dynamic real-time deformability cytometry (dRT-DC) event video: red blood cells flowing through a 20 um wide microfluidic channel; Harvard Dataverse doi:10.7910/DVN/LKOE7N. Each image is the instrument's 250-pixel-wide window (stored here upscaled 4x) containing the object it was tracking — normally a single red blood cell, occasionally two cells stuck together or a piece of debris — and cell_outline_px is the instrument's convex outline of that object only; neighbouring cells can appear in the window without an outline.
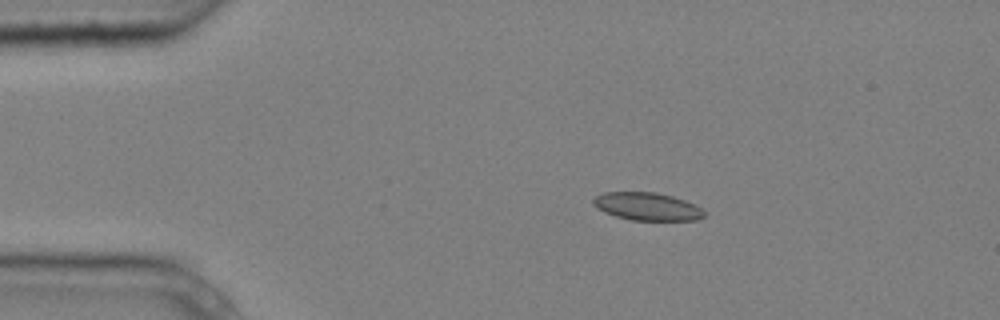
{"species": "common noctule bat (a hibernating species)", "species_latin": "Nyctalus noctula", "temperature_condition": "cold", "stored_images_in_passage": 5, "camera_frame_rate_fps": 3000, "um_per_image_px": 0.085, "animal": {"sex": "male", "body_mass_g": 20.4}, "frame": {"image": 1, "passage_image": 2, "time_ms": 0.333, "image_size_px": [1000, 320], "cell_outline_px": [[704, 216], [696, 220], [628, 220], [604, 212], [596, 208], [592, 204], [592, 200], [596, 196], [604, 192], [656, 192], [672, 196], [684, 200], [700, 208], [704, 212]], "centroid_in_image_um": [54.95, 17.55], "position_along_channel_um": 30.0, "area_um2": 17.92}}
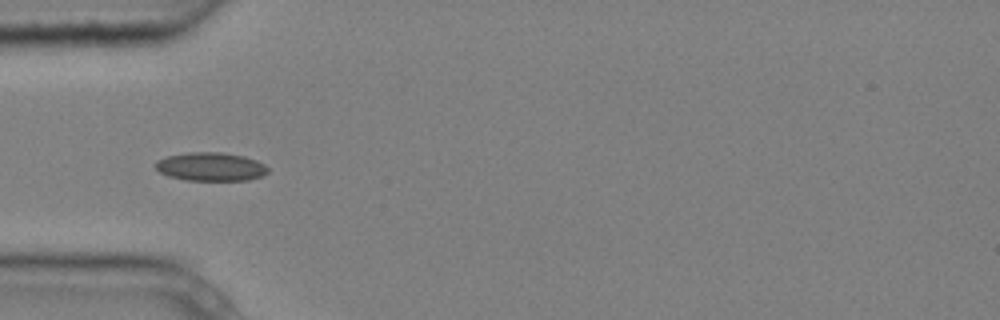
{"frame": {"image": 2, "passage_image": 4, "time_ms": 1.0, "image_size_px": [1000, 320], "cell_outline_px": [[268, 172], [264, 176], [248, 180], [184, 180], [168, 176], [160, 172], [156, 168], [156, 160], [168, 156], [188, 152], [220, 152], [244, 156], [256, 160], [264, 164], [268, 168]], "centroid_in_image_um": [17.93, 14.17], "position_along_channel_um": 67.1, "area_um2": 18.73}}